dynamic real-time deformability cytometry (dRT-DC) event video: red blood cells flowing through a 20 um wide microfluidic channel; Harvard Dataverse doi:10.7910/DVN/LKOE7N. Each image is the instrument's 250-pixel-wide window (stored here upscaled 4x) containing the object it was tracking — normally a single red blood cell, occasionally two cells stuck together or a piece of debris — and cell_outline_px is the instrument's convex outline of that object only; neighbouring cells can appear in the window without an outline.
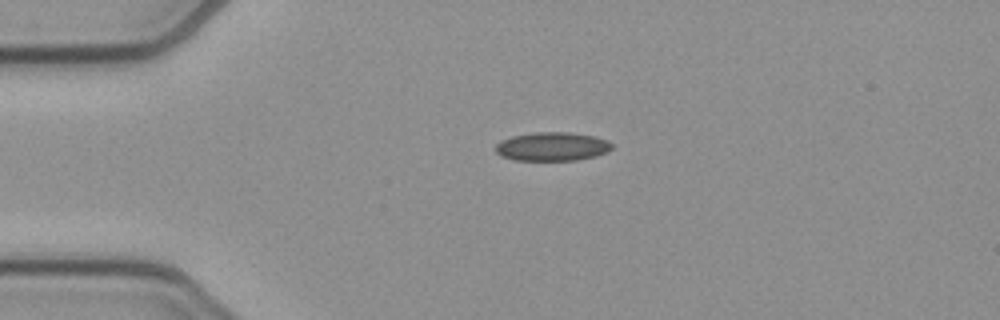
{"species": "common noctule bat (a hibernating species)", "species_latin": "Nyctalus noctula", "temperature_condition": "cold", "stored_images_in_passage": 41, "camera_frame_rate_fps": 3000, "um_per_image_px": 0.085, "animal": {"sex": "female", "body_mass_g": 21.9}, "frame": {"image": 1, "passage_image": 1, "time_ms": 0.0, "image_size_px": [1000, 320], "cell_outline_px": [[612, 148], [608, 152], [596, 156], [576, 160], [516, 160], [500, 156], [496, 152], [496, 144], [500, 140], [512, 136], [536, 132], [568, 132], [596, 136], [608, 140], [612, 144]], "centroid_in_image_um": [46.95, 12.45], "position_along_channel_um": 38.0, "area_um2": 19.59}}
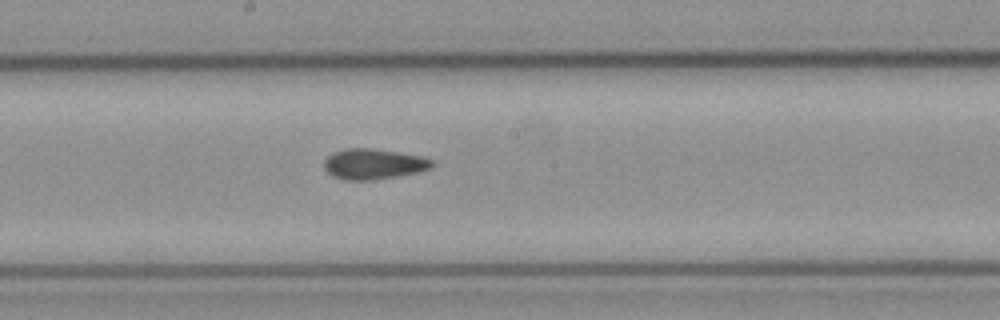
{"frame": {"image": 2, "passage_image": 17, "time_ms": 5.333, "image_size_px": [1000, 320], "cell_outline_px": [[432, 168], [416, 172], [396, 176], [372, 180], [344, 180], [332, 176], [324, 168], [324, 160], [328, 156], [344, 148], [368, 148], [396, 152], [420, 156], [432, 160]], "centroid_in_image_um": [31.71, 13.95], "position_along_channel_um": 216.5, "area_um2": 18.9}}
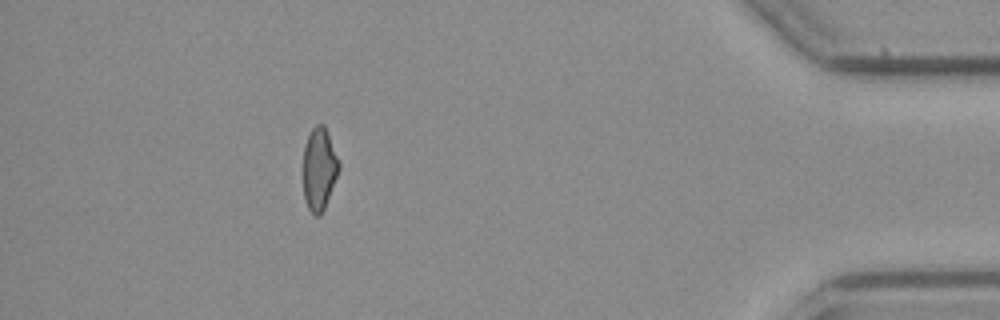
{"frame": {"image": 3, "passage_image": 36, "time_ms": 11.667, "image_size_px": [1000, 320], "cell_outline_px": [[340, 168], [324, 208], [320, 216], [316, 216], [308, 208], [304, 200], [304, 144], [312, 128], [316, 124], [324, 124], [328, 132], [340, 160]], "centroid_in_image_um": [27.15, 14.32], "position_along_channel_um": 408.1, "area_um2": 17.22}, "authors_computed_cell_mechanics": {"area_um2": 18.496, "velocity_mm_per_s": 3.9093, "shape_relaxation_time_tau1_ms": null, "shape_relaxation_time_tau2_ms": 2.859, "deformation_change_tau1": null, "deformation_change_tau2": 0.0781}}